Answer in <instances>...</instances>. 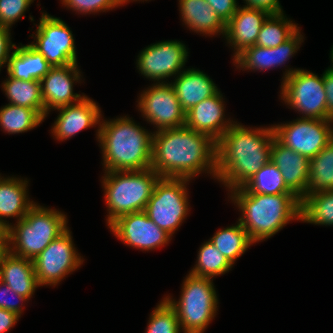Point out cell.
<instances>
[{"label": "cell", "mask_w": 333, "mask_h": 333, "mask_svg": "<svg viewBox=\"0 0 333 333\" xmlns=\"http://www.w3.org/2000/svg\"><path fill=\"white\" fill-rule=\"evenodd\" d=\"M33 0H0V25L11 28L23 17Z\"/></svg>", "instance_id": "obj_36"}, {"label": "cell", "mask_w": 333, "mask_h": 333, "mask_svg": "<svg viewBox=\"0 0 333 333\" xmlns=\"http://www.w3.org/2000/svg\"><path fill=\"white\" fill-rule=\"evenodd\" d=\"M109 228L123 243L145 251L164 246L172 237L150 220L144 211L123 215Z\"/></svg>", "instance_id": "obj_15"}, {"label": "cell", "mask_w": 333, "mask_h": 333, "mask_svg": "<svg viewBox=\"0 0 333 333\" xmlns=\"http://www.w3.org/2000/svg\"><path fill=\"white\" fill-rule=\"evenodd\" d=\"M10 29L0 25V69L4 64H8L10 49L16 47L11 43Z\"/></svg>", "instance_id": "obj_40"}, {"label": "cell", "mask_w": 333, "mask_h": 333, "mask_svg": "<svg viewBox=\"0 0 333 333\" xmlns=\"http://www.w3.org/2000/svg\"><path fill=\"white\" fill-rule=\"evenodd\" d=\"M187 178L160 177L144 212L171 236L188 214Z\"/></svg>", "instance_id": "obj_8"}, {"label": "cell", "mask_w": 333, "mask_h": 333, "mask_svg": "<svg viewBox=\"0 0 333 333\" xmlns=\"http://www.w3.org/2000/svg\"><path fill=\"white\" fill-rule=\"evenodd\" d=\"M34 38L36 43L32 42L30 45L40 52L52 67L77 63L72 31L61 19L42 13Z\"/></svg>", "instance_id": "obj_12"}, {"label": "cell", "mask_w": 333, "mask_h": 333, "mask_svg": "<svg viewBox=\"0 0 333 333\" xmlns=\"http://www.w3.org/2000/svg\"><path fill=\"white\" fill-rule=\"evenodd\" d=\"M270 160L279 168L286 186L301 200L306 196L310 160L285 147L275 137Z\"/></svg>", "instance_id": "obj_18"}, {"label": "cell", "mask_w": 333, "mask_h": 333, "mask_svg": "<svg viewBox=\"0 0 333 333\" xmlns=\"http://www.w3.org/2000/svg\"><path fill=\"white\" fill-rule=\"evenodd\" d=\"M273 127L248 129L236 122L216 142V176L230 190L243 187L270 161Z\"/></svg>", "instance_id": "obj_2"}, {"label": "cell", "mask_w": 333, "mask_h": 333, "mask_svg": "<svg viewBox=\"0 0 333 333\" xmlns=\"http://www.w3.org/2000/svg\"><path fill=\"white\" fill-rule=\"evenodd\" d=\"M324 90L327 101V120H333V72L325 70L323 73Z\"/></svg>", "instance_id": "obj_42"}, {"label": "cell", "mask_w": 333, "mask_h": 333, "mask_svg": "<svg viewBox=\"0 0 333 333\" xmlns=\"http://www.w3.org/2000/svg\"><path fill=\"white\" fill-rule=\"evenodd\" d=\"M270 14L260 9L238 7L226 23L225 38L236 50L234 59L246 48L255 45L259 31Z\"/></svg>", "instance_id": "obj_21"}, {"label": "cell", "mask_w": 333, "mask_h": 333, "mask_svg": "<svg viewBox=\"0 0 333 333\" xmlns=\"http://www.w3.org/2000/svg\"><path fill=\"white\" fill-rule=\"evenodd\" d=\"M44 118L35 110L8 104L0 109V126L9 134L26 132L38 126Z\"/></svg>", "instance_id": "obj_32"}, {"label": "cell", "mask_w": 333, "mask_h": 333, "mask_svg": "<svg viewBox=\"0 0 333 333\" xmlns=\"http://www.w3.org/2000/svg\"><path fill=\"white\" fill-rule=\"evenodd\" d=\"M102 122L97 138L105 171H139L151 167L153 133L126 116Z\"/></svg>", "instance_id": "obj_3"}, {"label": "cell", "mask_w": 333, "mask_h": 333, "mask_svg": "<svg viewBox=\"0 0 333 333\" xmlns=\"http://www.w3.org/2000/svg\"><path fill=\"white\" fill-rule=\"evenodd\" d=\"M246 1L244 7L250 9H260L268 12L269 14L283 13L279 0H244Z\"/></svg>", "instance_id": "obj_41"}, {"label": "cell", "mask_w": 333, "mask_h": 333, "mask_svg": "<svg viewBox=\"0 0 333 333\" xmlns=\"http://www.w3.org/2000/svg\"><path fill=\"white\" fill-rule=\"evenodd\" d=\"M0 281L27 300L40 286L34 272L33 260L16 256L10 251L0 264Z\"/></svg>", "instance_id": "obj_22"}, {"label": "cell", "mask_w": 333, "mask_h": 333, "mask_svg": "<svg viewBox=\"0 0 333 333\" xmlns=\"http://www.w3.org/2000/svg\"><path fill=\"white\" fill-rule=\"evenodd\" d=\"M56 109L60 114L53 125L52 133L57 140L69 139L81 130L101 123V110L87 96L77 103Z\"/></svg>", "instance_id": "obj_17"}, {"label": "cell", "mask_w": 333, "mask_h": 333, "mask_svg": "<svg viewBox=\"0 0 333 333\" xmlns=\"http://www.w3.org/2000/svg\"><path fill=\"white\" fill-rule=\"evenodd\" d=\"M162 81L144 90L139 97V110L157 131L185 126L186 112L182 108L171 83Z\"/></svg>", "instance_id": "obj_13"}, {"label": "cell", "mask_w": 333, "mask_h": 333, "mask_svg": "<svg viewBox=\"0 0 333 333\" xmlns=\"http://www.w3.org/2000/svg\"><path fill=\"white\" fill-rule=\"evenodd\" d=\"M230 192L242 211L238 222L253 243L270 238L294 219L300 220V199L295 194L249 193L244 187Z\"/></svg>", "instance_id": "obj_4"}, {"label": "cell", "mask_w": 333, "mask_h": 333, "mask_svg": "<svg viewBox=\"0 0 333 333\" xmlns=\"http://www.w3.org/2000/svg\"><path fill=\"white\" fill-rule=\"evenodd\" d=\"M249 193L294 194L285 184L279 168L270 160L243 186Z\"/></svg>", "instance_id": "obj_31"}, {"label": "cell", "mask_w": 333, "mask_h": 333, "mask_svg": "<svg viewBox=\"0 0 333 333\" xmlns=\"http://www.w3.org/2000/svg\"><path fill=\"white\" fill-rule=\"evenodd\" d=\"M332 122L333 120L299 118L272 127L275 138L281 144L310 160L333 139Z\"/></svg>", "instance_id": "obj_10"}, {"label": "cell", "mask_w": 333, "mask_h": 333, "mask_svg": "<svg viewBox=\"0 0 333 333\" xmlns=\"http://www.w3.org/2000/svg\"><path fill=\"white\" fill-rule=\"evenodd\" d=\"M187 56L186 46L180 41H161L140 52L137 69L145 77L157 80L159 83L161 80L181 73Z\"/></svg>", "instance_id": "obj_14"}, {"label": "cell", "mask_w": 333, "mask_h": 333, "mask_svg": "<svg viewBox=\"0 0 333 333\" xmlns=\"http://www.w3.org/2000/svg\"><path fill=\"white\" fill-rule=\"evenodd\" d=\"M146 333H180L176 311L163 299L150 315Z\"/></svg>", "instance_id": "obj_35"}, {"label": "cell", "mask_w": 333, "mask_h": 333, "mask_svg": "<svg viewBox=\"0 0 333 333\" xmlns=\"http://www.w3.org/2000/svg\"><path fill=\"white\" fill-rule=\"evenodd\" d=\"M16 223L7 228L9 251L30 260L68 228L65 214L37 203Z\"/></svg>", "instance_id": "obj_6"}, {"label": "cell", "mask_w": 333, "mask_h": 333, "mask_svg": "<svg viewBox=\"0 0 333 333\" xmlns=\"http://www.w3.org/2000/svg\"><path fill=\"white\" fill-rule=\"evenodd\" d=\"M281 84L282 100L298 112L301 118L327 120V101L323 76L302 69H289Z\"/></svg>", "instance_id": "obj_9"}, {"label": "cell", "mask_w": 333, "mask_h": 333, "mask_svg": "<svg viewBox=\"0 0 333 333\" xmlns=\"http://www.w3.org/2000/svg\"><path fill=\"white\" fill-rule=\"evenodd\" d=\"M19 317L14 312L0 308V333H6L11 327L15 326Z\"/></svg>", "instance_id": "obj_43"}, {"label": "cell", "mask_w": 333, "mask_h": 333, "mask_svg": "<svg viewBox=\"0 0 333 333\" xmlns=\"http://www.w3.org/2000/svg\"><path fill=\"white\" fill-rule=\"evenodd\" d=\"M52 68L44 56L30 44L16 47L7 64L8 76L18 80L40 81Z\"/></svg>", "instance_id": "obj_25"}, {"label": "cell", "mask_w": 333, "mask_h": 333, "mask_svg": "<svg viewBox=\"0 0 333 333\" xmlns=\"http://www.w3.org/2000/svg\"><path fill=\"white\" fill-rule=\"evenodd\" d=\"M171 85L185 112L219 92L208 75L194 68L179 73Z\"/></svg>", "instance_id": "obj_23"}, {"label": "cell", "mask_w": 333, "mask_h": 333, "mask_svg": "<svg viewBox=\"0 0 333 333\" xmlns=\"http://www.w3.org/2000/svg\"><path fill=\"white\" fill-rule=\"evenodd\" d=\"M224 116L223 97L219 91L186 112L185 126L207 134L217 142L233 125L231 120L224 121Z\"/></svg>", "instance_id": "obj_20"}, {"label": "cell", "mask_w": 333, "mask_h": 333, "mask_svg": "<svg viewBox=\"0 0 333 333\" xmlns=\"http://www.w3.org/2000/svg\"><path fill=\"white\" fill-rule=\"evenodd\" d=\"M83 261L75 250L67 228L33 260L34 272L40 286H55Z\"/></svg>", "instance_id": "obj_11"}, {"label": "cell", "mask_w": 333, "mask_h": 333, "mask_svg": "<svg viewBox=\"0 0 333 333\" xmlns=\"http://www.w3.org/2000/svg\"><path fill=\"white\" fill-rule=\"evenodd\" d=\"M300 220L316 225H333V190L304 196L300 200Z\"/></svg>", "instance_id": "obj_29"}, {"label": "cell", "mask_w": 333, "mask_h": 333, "mask_svg": "<svg viewBox=\"0 0 333 333\" xmlns=\"http://www.w3.org/2000/svg\"><path fill=\"white\" fill-rule=\"evenodd\" d=\"M179 4L183 22L192 31L203 35L226 34V23L206 0H179Z\"/></svg>", "instance_id": "obj_26"}, {"label": "cell", "mask_w": 333, "mask_h": 333, "mask_svg": "<svg viewBox=\"0 0 333 333\" xmlns=\"http://www.w3.org/2000/svg\"><path fill=\"white\" fill-rule=\"evenodd\" d=\"M331 53H330V59H331V62L333 63V47H332V49H331V51H330ZM332 66L331 67H329L328 68V70H330V71H332L333 72V64H331Z\"/></svg>", "instance_id": "obj_45"}, {"label": "cell", "mask_w": 333, "mask_h": 333, "mask_svg": "<svg viewBox=\"0 0 333 333\" xmlns=\"http://www.w3.org/2000/svg\"><path fill=\"white\" fill-rule=\"evenodd\" d=\"M27 183L26 180L0 176V228L11 226L3 217H16L19 221L35 204L27 198Z\"/></svg>", "instance_id": "obj_24"}, {"label": "cell", "mask_w": 333, "mask_h": 333, "mask_svg": "<svg viewBox=\"0 0 333 333\" xmlns=\"http://www.w3.org/2000/svg\"><path fill=\"white\" fill-rule=\"evenodd\" d=\"M105 174L102 183L109 211L108 226L123 215L144 211L161 177L151 167L139 171H106Z\"/></svg>", "instance_id": "obj_5"}, {"label": "cell", "mask_w": 333, "mask_h": 333, "mask_svg": "<svg viewBox=\"0 0 333 333\" xmlns=\"http://www.w3.org/2000/svg\"><path fill=\"white\" fill-rule=\"evenodd\" d=\"M333 190V139L312 159L306 196Z\"/></svg>", "instance_id": "obj_28"}, {"label": "cell", "mask_w": 333, "mask_h": 333, "mask_svg": "<svg viewBox=\"0 0 333 333\" xmlns=\"http://www.w3.org/2000/svg\"><path fill=\"white\" fill-rule=\"evenodd\" d=\"M298 29L289 39L277 47H259L254 45L246 48L235 59V64L239 68L251 70H268L281 66L289 60L299 49V44L303 41V36Z\"/></svg>", "instance_id": "obj_19"}, {"label": "cell", "mask_w": 333, "mask_h": 333, "mask_svg": "<svg viewBox=\"0 0 333 333\" xmlns=\"http://www.w3.org/2000/svg\"><path fill=\"white\" fill-rule=\"evenodd\" d=\"M231 267L233 264L209 240L200 247L197 264L190 274L212 279L214 276L225 274Z\"/></svg>", "instance_id": "obj_34"}, {"label": "cell", "mask_w": 333, "mask_h": 333, "mask_svg": "<svg viewBox=\"0 0 333 333\" xmlns=\"http://www.w3.org/2000/svg\"><path fill=\"white\" fill-rule=\"evenodd\" d=\"M151 168L161 177L192 179L202 171L216 177V141L182 126L156 131L152 138Z\"/></svg>", "instance_id": "obj_1"}, {"label": "cell", "mask_w": 333, "mask_h": 333, "mask_svg": "<svg viewBox=\"0 0 333 333\" xmlns=\"http://www.w3.org/2000/svg\"><path fill=\"white\" fill-rule=\"evenodd\" d=\"M9 252L8 231L0 228V264L4 256Z\"/></svg>", "instance_id": "obj_44"}, {"label": "cell", "mask_w": 333, "mask_h": 333, "mask_svg": "<svg viewBox=\"0 0 333 333\" xmlns=\"http://www.w3.org/2000/svg\"><path fill=\"white\" fill-rule=\"evenodd\" d=\"M210 278L188 274L183 282L179 301L164 299L176 311L184 333H203L217 311L218 298Z\"/></svg>", "instance_id": "obj_7"}, {"label": "cell", "mask_w": 333, "mask_h": 333, "mask_svg": "<svg viewBox=\"0 0 333 333\" xmlns=\"http://www.w3.org/2000/svg\"><path fill=\"white\" fill-rule=\"evenodd\" d=\"M128 2L127 0H65L62 4L78 13L108 11Z\"/></svg>", "instance_id": "obj_37"}, {"label": "cell", "mask_w": 333, "mask_h": 333, "mask_svg": "<svg viewBox=\"0 0 333 333\" xmlns=\"http://www.w3.org/2000/svg\"><path fill=\"white\" fill-rule=\"evenodd\" d=\"M77 63L52 67L40 80L45 112L79 102L85 95L73 93L74 81H80Z\"/></svg>", "instance_id": "obj_16"}, {"label": "cell", "mask_w": 333, "mask_h": 333, "mask_svg": "<svg viewBox=\"0 0 333 333\" xmlns=\"http://www.w3.org/2000/svg\"><path fill=\"white\" fill-rule=\"evenodd\" d=\"M10 294H13V296H15L21 302L27 301L26 298L15 293L9 286L0 281V308L14 312L21 316L23 311L22 307L19 306V303L8 300L7 297L10 296Z\"/></svg>", "instance_id": "obj_38"}, {"label": "cell", "mask_w": 333, "mask_h": 333, "mask_svg": "<svg viewBox=\"0 0 333 333\" xmlns=\"http://www.w3.org/2000/svg\"><path fill=\"white\" fill-rule=\"evenodd\" d=\"M299 27L284 17L283 13L270 14L264 21L255 45L277 47L289 39Z\"/></svg>", "instance_id": "obj_33"}, {"label": "cell", "mask_w": 333, "mask_h": 333, "mask_svg": "<svg viewBox=\"0 0 333 333\" xmlns=\"http://www.w3.org/2000/svg\"><path fill=\"white\" fill-rule=\"evenodd\" d=\"M209 6L227 23L238 9L236 0H206Z\"/></svg>", "instance_id": "obj_39"}, {"label": "cell", "mask_w": 333, "mask_h": 333, "mask_svg": "<svg viewBox=\"0 0 333 333\" xmlns=\"http://www.w3.org/2000/svg\"><path fill=\"white\" fill-rule=\"evenodd\" d=\"M9 104L35 109L44 119L47 116L41 96V82L37 80H18L11 78L2 83Z\"/></svg>", "instance_id": "obj_27"}, {"label": "cell", "mask_w": 333, "mask_h": 333, "mask_svg": "<svg viewBox=\"0 0 333 333\" xmlns=\"http://www.w3.org/2000/svg\"><path fill=\"white\" fill-rule=\"evenodd\" d=\"M210 241L232 264L253 244L239 222L236 226L218 230Z\"/></svg>", "instance_id": "obj_30"}]
</instances>
